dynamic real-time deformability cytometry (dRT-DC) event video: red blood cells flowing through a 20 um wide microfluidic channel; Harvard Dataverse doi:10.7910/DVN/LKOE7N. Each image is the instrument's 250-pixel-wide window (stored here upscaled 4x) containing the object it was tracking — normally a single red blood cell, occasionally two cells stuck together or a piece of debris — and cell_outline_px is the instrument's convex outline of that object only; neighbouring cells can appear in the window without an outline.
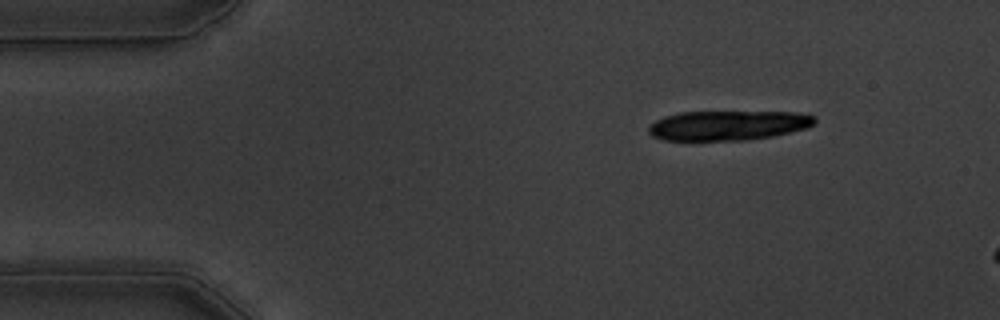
{"species": "common noctule bat (a hibernating species)", "species_latin": "Nyctalus noctula", "temperature_condition": "warm", "stored_images_in_passage": 7, "camera_frame_rate_fps": 3000, "um_per_image_px": 0.085, "animal": {"sex": "male", "body_mass_g": 19.5, "forearm_length_mm": 54.6}, "frame": {"image": 1, "passage_image": 1, "time_ms": 0.0, "image_size_px": [1000, 320], "cell_outline_px": [[816, 124], [808, 128], [772, 136], [744, 140], [664, 140], [652, 136], [648, 132], [648, 124], [664, 116], [680, 112], [796, 112], [816, 116]], "centroid_in_image_um": [61.89, 10.65], "position_along_channel_um": 23.1, "area_um2": 28.9}}